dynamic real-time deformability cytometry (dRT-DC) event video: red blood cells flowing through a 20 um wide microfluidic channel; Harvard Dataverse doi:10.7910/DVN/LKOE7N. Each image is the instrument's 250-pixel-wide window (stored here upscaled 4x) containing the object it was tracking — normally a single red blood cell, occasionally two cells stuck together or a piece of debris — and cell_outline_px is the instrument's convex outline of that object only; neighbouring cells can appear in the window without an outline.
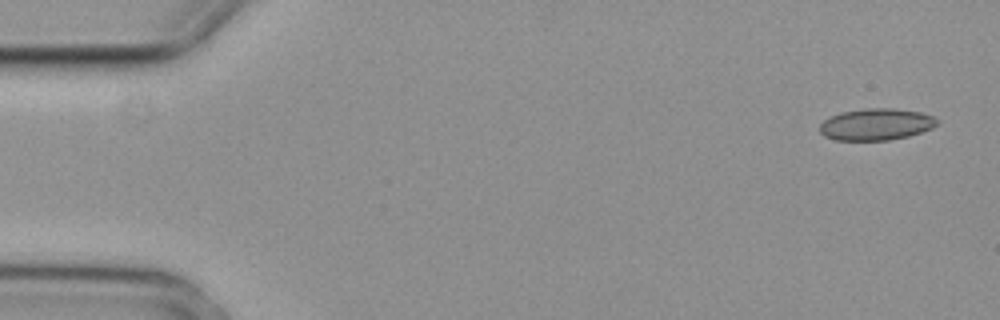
{"species": "common noctule bat (a hibernating species)", "species_latin": "Nyctalus noctula", "temperature_condition": "cold", "stored_images_in_passage": 3, "segment_of_instrument_passage": [2, 2], "camera_frame_rate_fps": 3000, "um_per_image_px": 0.085, "animal": {"sex": "female", "body_mass_g": 29.2, "forearm_length_mm": 56.3}, "frame": {"image": 1, "passage_image": 3, "time_ms": 0.667, "image_size_px": [1000, 320], "cell_outline_px": [[940, 120], [932, 128], [908, 136], [888, 140], [836, 140], [824, 136], [820, 132], [820, 124], [828, 116], [840, 112], [864, 108], [892, 108], [920, 112], [932, 116]], "centroid_in_image_um": [74.44, 10.56], "position_along_channel_um": 10.6, "area_um2": 21.73}}